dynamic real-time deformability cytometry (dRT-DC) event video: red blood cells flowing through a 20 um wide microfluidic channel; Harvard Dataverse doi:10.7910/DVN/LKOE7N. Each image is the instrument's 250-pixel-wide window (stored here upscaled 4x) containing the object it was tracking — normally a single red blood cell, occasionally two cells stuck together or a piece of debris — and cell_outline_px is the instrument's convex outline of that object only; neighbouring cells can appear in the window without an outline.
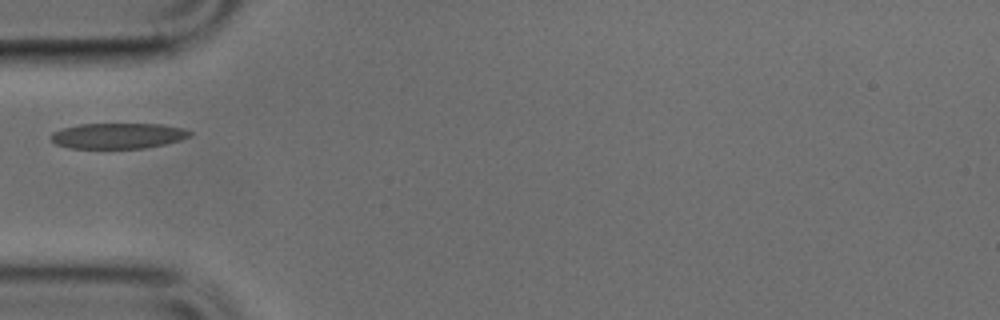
{"species": "common noctule bat (a hibernating species)", "species_latin": "Nyctalus noctula", "temperature_condition": "cold", "stored_images_in_passage": 6, "camera_frame_rate_fps": 3000, "um_per_image_px": 0.085, "animal": {"sex": "male", "body_mass_g": 17.9, "forearm_length_mm": 54.2}, "frame": {"image": 1, "passage_image": 1, "time_ms": 0.0, "image_size_px": [1000, 320], "cell_outline_px": [[192, 136], [180, 140], [164, 144], [144, 148], [68, 148], [56, 144], [52, 140], [52, 132], [64, 128], [80, 124], [164, 124], [184, 128], [192, 132]], "centroid_in_image_um": [10.07, 11.54], "position_along_channel_um": 74.9, "area_um2": 20.69}}